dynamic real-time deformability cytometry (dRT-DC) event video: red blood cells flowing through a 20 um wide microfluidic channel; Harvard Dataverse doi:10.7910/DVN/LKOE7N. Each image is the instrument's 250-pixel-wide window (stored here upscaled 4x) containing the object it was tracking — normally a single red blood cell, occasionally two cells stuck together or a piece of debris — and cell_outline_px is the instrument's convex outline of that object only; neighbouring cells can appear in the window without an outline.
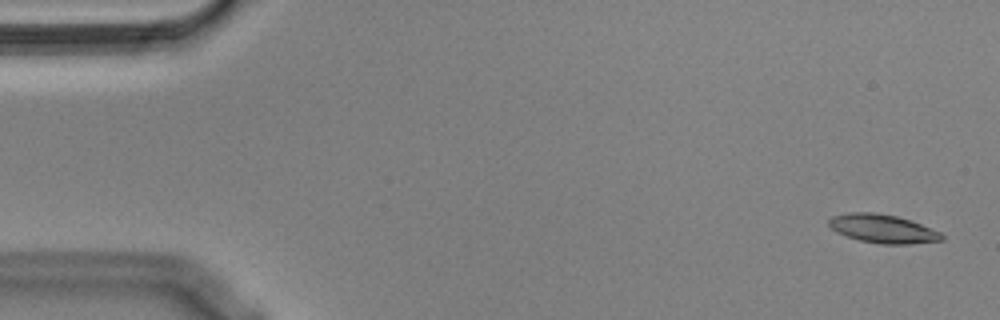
{"species": "Egyptian fruit bat (a non-hibernating species)", "species_latin": "Rousettus aegyptiacus", "temperature_condition": "cold", "stored_images_in_passage": 55, "segment_of_instrument_passage": [1, 2], "camera_frame_rate_fps": 3000, "um_per_image_px": 0.085, "animal": {"sex": "male"}, "frame": {"image": 1, "passage_image": 2, "time_ms": 0.333, "image_size_px": [1000, 320], "cell_outline_px": [[944, 240], [908, 244], [884, 244], [860, 240], [836, 232], [828, 224], [828, 220], [832, 216], [848, 212], [876, 212], [896, 216], [920, 224], [940, 232], [944, 236]], "centroid_in_image_um": [75.02, 19.43], "position_along_channel_um": 10.0, "area_um2": 18.61}}
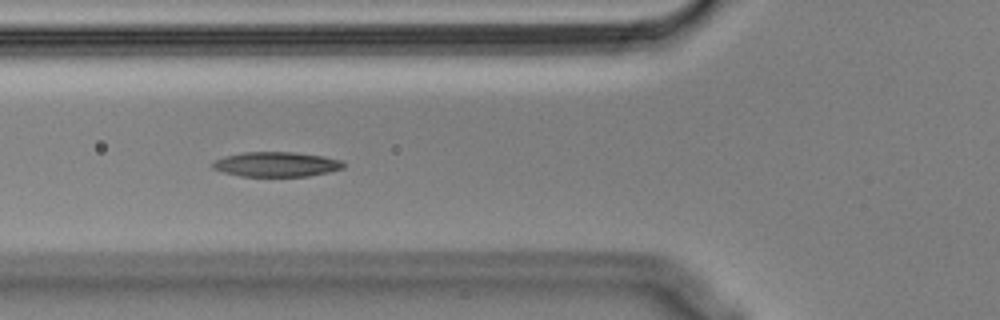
{"frame": {"image": 2, "passage_image": 20, "time_ms": 6.333, "image_size_px": [1000, 320], "cell_outline_px": [[344, 168], [328, 172], [308, 176], [240, 176], [224, 172], [212, 168], [212, 164], [216, 160], [224, 156], [244, 152], [292, 152], [324, 156], [344, 160]], "centroid_in_image_um": [23.52, 13.96], "position_along_channel_um": 102.3, "area_um2": 18.9}}
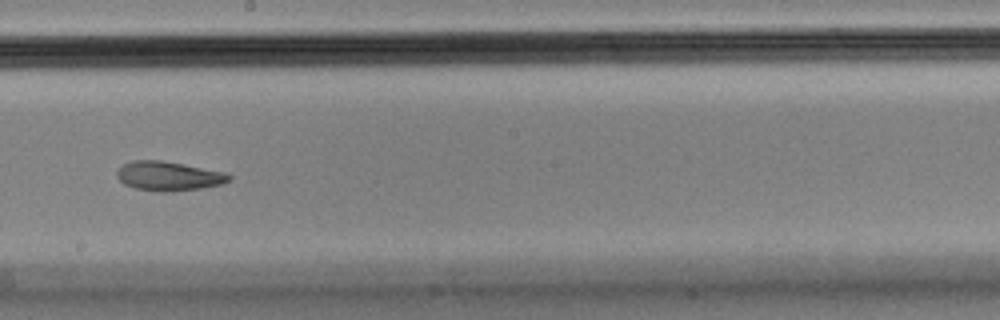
{"frame": {"image": 3, "passage_image": 31, "time_ms": 10.0, "image_size_px": [1000, 320], "cell_outline_px": [[232, 180], [224, 184], [200, 188], [172, 192], [160, 192], [136, 188], [124, 184], [116, 176], [116, 172], [124, 164], [132, 160], [160, 160], [184, 164], [224, 172], [232, 176]], "centroid_in_image_um": [14.35, 14.97], "position_along_channel_um": 233.8, "area_um2": 19.19}}